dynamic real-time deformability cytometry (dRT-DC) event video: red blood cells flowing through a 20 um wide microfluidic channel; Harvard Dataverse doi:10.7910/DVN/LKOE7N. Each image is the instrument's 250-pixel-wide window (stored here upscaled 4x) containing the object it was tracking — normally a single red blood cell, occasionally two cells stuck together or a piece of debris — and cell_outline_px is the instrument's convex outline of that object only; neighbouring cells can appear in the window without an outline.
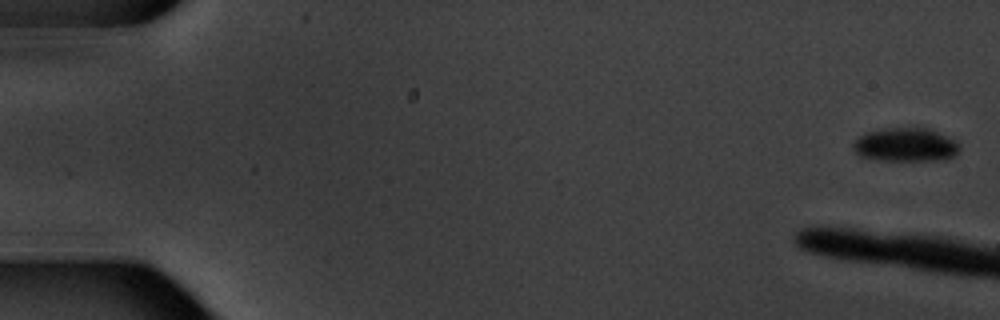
{"species": "common noctule bat (a hibernating species)", "species_latin": "Nyctalus noctula", "temperature_condition": "warm", "stored_images_in_passage": 6, "camera_frame_rate_fps": 3000, "um_per_image_px": 0.085, "animal": {"sex": "male", "body_mass_g": 20.1, "forearm_length_mm": 53.5}, "frame": {"image": 1, "passage_image": 1, "time_ms": 0.0, "image_size_px": [1000, 320], "cell_outline_px": [[960, 152], [956, 156], [948, 160], [880, 160], [864, 156], [856, 152], [852, 148], [852, 144], [864, 132], [880, 128], [920, 124], [948, 136], [956, 140], [960, 144]], "centroid_in_image_um": [77.06, 12.25], "position_along_channel_um": 7.9, "area_um2": 21.91}}